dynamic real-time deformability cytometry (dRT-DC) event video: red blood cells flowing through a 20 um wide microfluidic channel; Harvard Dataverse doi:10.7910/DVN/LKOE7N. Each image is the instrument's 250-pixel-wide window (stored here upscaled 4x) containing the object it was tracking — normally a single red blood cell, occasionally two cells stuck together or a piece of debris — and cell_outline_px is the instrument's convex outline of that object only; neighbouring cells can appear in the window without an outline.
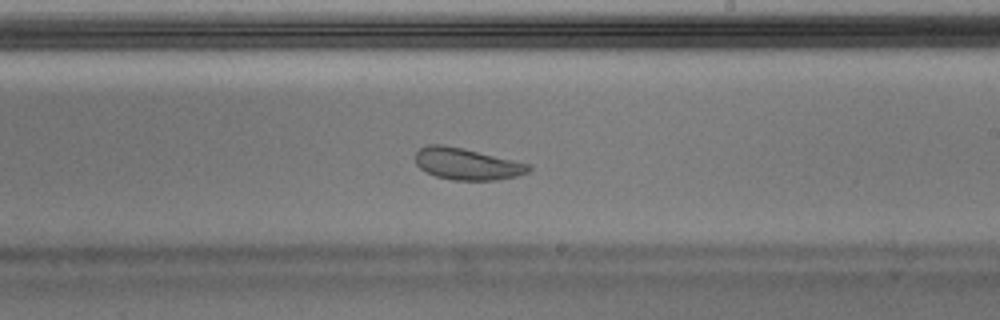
{"species": "Egyptian fruit bat (a non-hibernating species)", "species_latin": "Rousettus aegyptiacus", "temperature_condition": "warm", "stored_images_in_passage": 42, "camera_frame_rate_fps": 3000, "um_per_image_px": 0.085, "animal": {"sex": "male"}, "frame": {"image": 1, "passage_image": 22, "time_ms": 7.0, "image_size_px": [1000, 320], "cell_outline_px": [[532, 168], [528, 172], [516, 176], [496, 180], [452, 180], [436, 176], [420, 168], [416, 164], [416, 152], [420, 148], [428, 144], [440, 144], [464, 148], [528, 164]], "centroid_in_image_um": [39.66, 13.93], "position_along_channel_um": 249.3, "area_um2": 20.69}}
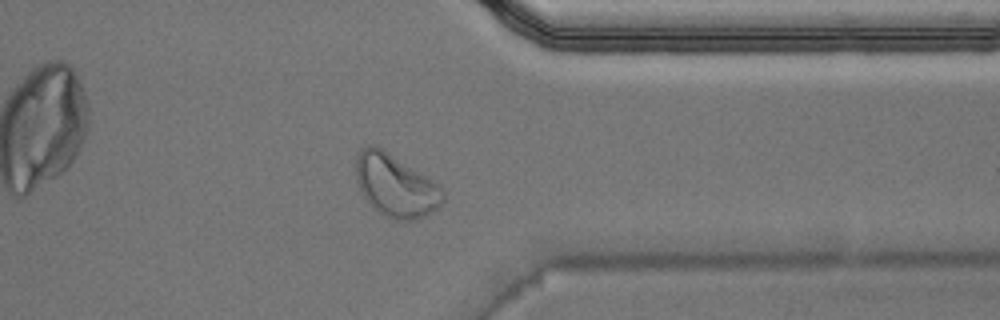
{"frame": {"image": 2, "passage_image": 32, "time_ms": 10.333, "image_size_px": [1000, 320], "cell_outline_px": [[444, 200], [436, 208], [424, 216], [412, 220], [392, 220], [380, 212], [364, 196], [356, 180], [356, 156], [368, 144], [376, 144], [440, 184], [444, 192]], "centroid_in_image_um": [33.64, 15.75], "position_along_channel_um": 377.8, "area_um2": 31.44}}
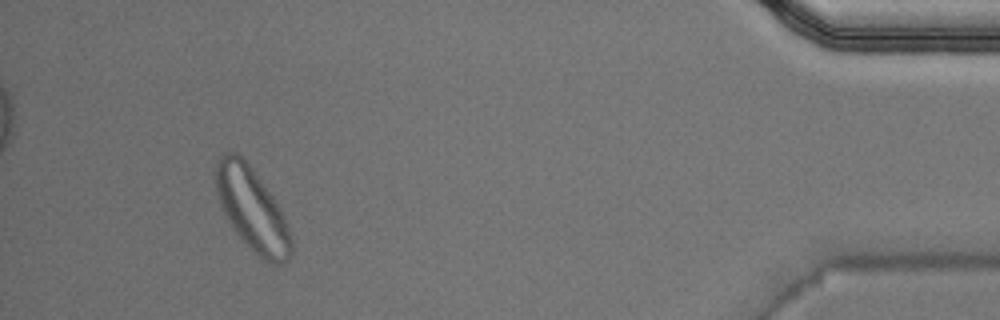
{"frame": {"image": 3, "passage_image": 39, "time_ms": 12.667, "image_size_px": [1000, 320], "cell_outline_px": [[292, 252], [280, 264], [268, 264], [236, 232], [228, 220], [220, 204], [216, 192], [212, 176], [212, 172], [216, 160], [224, 152], [236, 152], [248, 164], [272, 196], [280, 208], [284, 216], [292, 240]], "centroid_in_image_um": [21.37, 17.73], "position_along_channel_um": 413.8, "area_um2": 36.07}, "authors_computed_cell_mechanics": {"area_um2": 22.9755, "velocity_mm_per_s": 4.0056, "shape_relaxation_time_tau1_ms": 4.8627, "shape_relaxation_time_tau2_ms": 1.4088, "deformation_change_tau1": 0.1265, "deformation_change_tau2": 0.079}}